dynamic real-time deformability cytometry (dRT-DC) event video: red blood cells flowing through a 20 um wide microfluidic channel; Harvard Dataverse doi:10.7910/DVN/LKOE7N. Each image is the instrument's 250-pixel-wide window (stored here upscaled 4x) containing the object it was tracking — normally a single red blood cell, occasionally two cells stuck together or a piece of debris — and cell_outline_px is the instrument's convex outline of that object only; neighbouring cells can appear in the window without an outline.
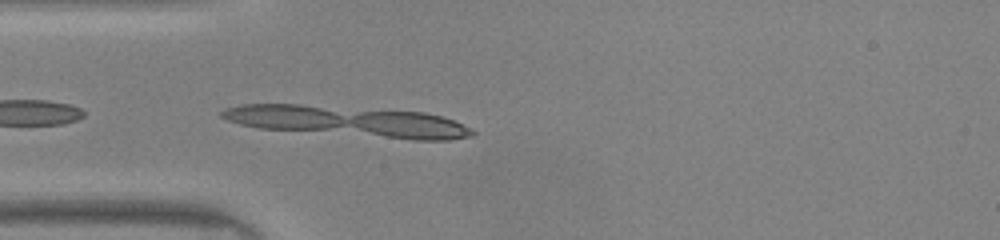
{"species": "common noctule bat (a hibernating species)", "species_latin": "Nyctalus noctula", "temperature_condition": "warm", "stored_images_in_passage": 14, "segment_of_instrument_passage": [2, 2], "camera_frame_rate_fps": 3000, "um_per_image_px": 0.085, "animal": {"sex": "male", "body_mass_g": 20.0, "forearm_length_mm": 53.3}, "frame": {"image": 1, "passage_image": 13, "time_ms": 4.0, "image_size_px": [1000, 240], "cell_outline_px": [[460, 136], [400, 136], [380, 112], [412, 112], [436, 116], [460, 124]], "centroid_in_image_um": [35.81, 10.6], "position_along_channel_um": 49.2, "area_um2": 10.4}}